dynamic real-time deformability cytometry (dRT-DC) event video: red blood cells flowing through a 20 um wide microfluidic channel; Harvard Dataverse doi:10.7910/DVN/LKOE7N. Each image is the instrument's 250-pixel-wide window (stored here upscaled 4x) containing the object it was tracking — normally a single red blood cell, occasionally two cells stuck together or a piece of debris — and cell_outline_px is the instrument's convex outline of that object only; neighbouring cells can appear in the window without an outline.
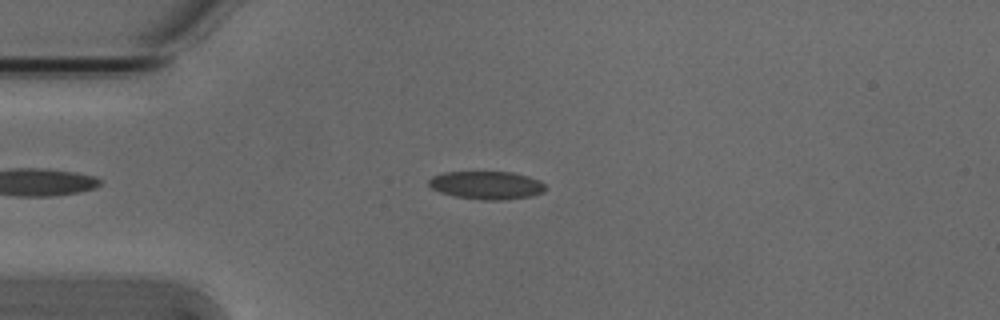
{"species": "Egyptian fruit bat (a non-hibernating species)", "species_latin": "Rousettus aegyptiacus", "temperature_condition": "cold", "stored_images_in_passage": 50, "camera_frame_rate_fps": 3000, "um_per_image_px": 0.085, "animal": {"sex": "male"}, "frame": {"image": 1, "passage_image": 10, "time_ms": 3.0, "image_size_px": [1000, 320], "cell_outline_px": [[544, 192], [532, 196], [504, 200], [484, 200], [452, 196], [440, 192], [432, 188], [428, 184], [428, 180], [432, 176], [444, 172], [512, 172], [528, 176], [540, 180], [544, 184]], "centroid_in_image_um": [41.35, 15.74], "position_along_channel_um": 43.6, "area_um2": 19.19}}
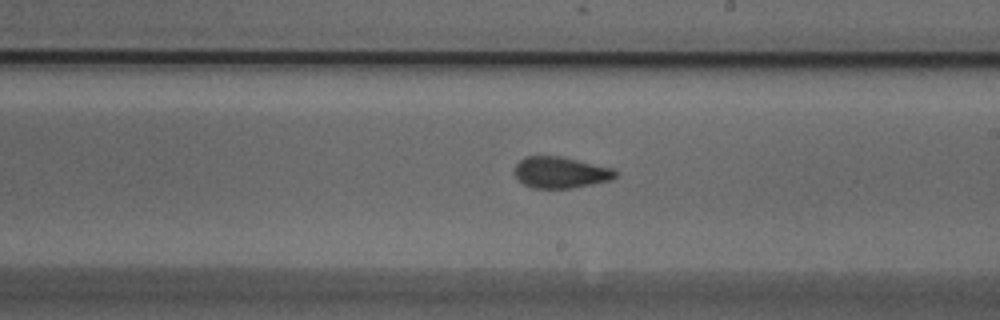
{"frame": {"image": 2, "passage_image": 27, "time_ms": 8.667, "image_size_px": [1000, 320], "cell_outline_px": [[616, 176], [608, 180], [592, 184], [572, 188], [532, 188], [524, 184], [516, 176], [516, 164], [524, 156], [560, 156], [612, 168], [616, 172]], "centroid_in_image_um": [47.62, 14.65], "position_along_channel_um": 241.4, "area_um2": 18.09}}
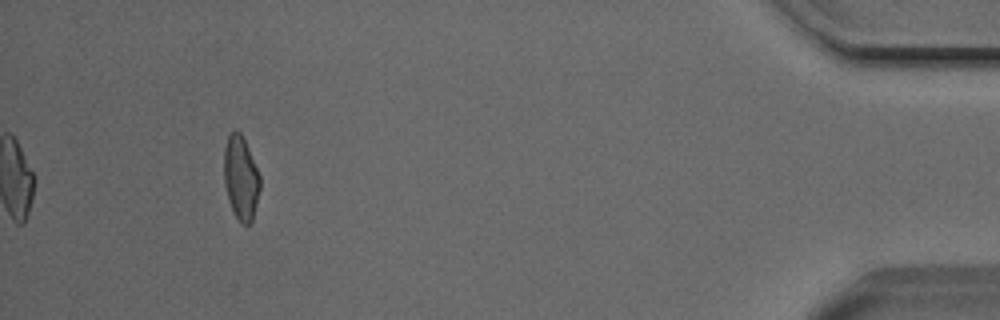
{"frame": {"image": 3, "passage_image": 46, "time_ms": 15.0, "image_size_px": [1000, 320], "cell_outline_px": [[260, 188], [252, 220], [248, 224], [240, 224], [232, 212], [228, 200], [224, 184], [224, 148], [228, 136], [236, 128], [240, 132], [248, 148], [260, 176]], "centroid_in_image_um": [20.45, 15.14], "position_along_channel_um": 414.7, "area_um2": 17.63}, "authors_computed_cell_mechanics": {"area_um2": 18.6116, "velocity_mm_per_s": 3.844, "shape_relaxation_time_tau1_ms": 8.3174, "shape_relaxation_time_tau2_ms": 1.6346, "deformation_change_tau1": 0.1725, "deformation_change_tau2": 0.0792}}